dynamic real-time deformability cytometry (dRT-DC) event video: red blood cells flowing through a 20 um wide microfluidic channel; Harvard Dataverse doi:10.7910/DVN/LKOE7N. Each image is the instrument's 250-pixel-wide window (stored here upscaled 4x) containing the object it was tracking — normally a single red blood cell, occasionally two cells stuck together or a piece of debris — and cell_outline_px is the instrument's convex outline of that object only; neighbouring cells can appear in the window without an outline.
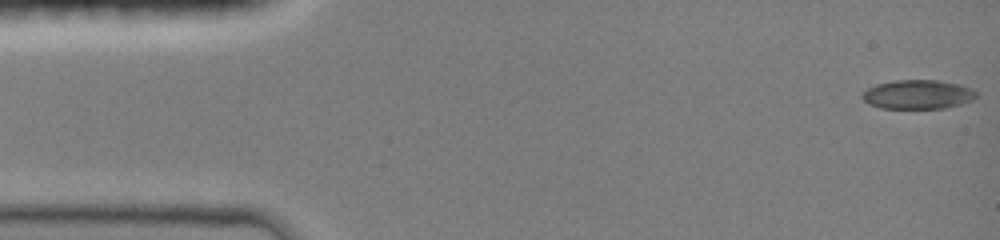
{"species": "common noctule bat (a hibernating species)", "species_latin": "Nyctalus noctula", "temperature_condition": "room temperature", "stored_images_in_passage": 6, "camera_frame_rate_fps": 3000, "um_per_image_px": 0.085, "animal": {"sex": "female", "body_mass_g": 19.0, "forearm_length_mm": 51.5}, "frame": {"image": 1, "passage_image": 1, "time_ms": 0.0, "image_size_px": [1000, 240], "cell_outline_px": [[976, 96], [972, 100], [960, 104], [944, 108], [880, 108], [868, 104], [860, 96], [868, 88], [876, 84], [896, 80], [936, 80], [956, 84], [972, 88], [976, 92]], "centroid_in_image_um": [77.98, 8.03], "position_along_channel_um": 7.0, "area_um2": 19.19}}
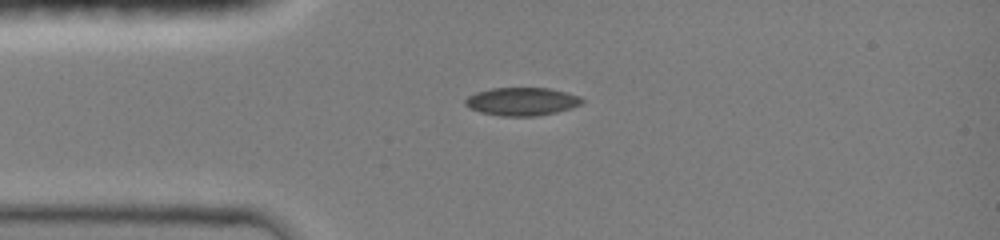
{"frame": {"image": 2, "passage_image": 5, "time_ms": 3.333, "image_size_px": [1000, 240], "cell_outline_px": [[584, 100], [580, 104], [572, 108], [556, 112], [536, 116], [500, 116], [480, 112], [464, 104], [464, 100], [468, 96], [476, 92], [492, 88], [548, 88], [580, 96]], "centroid_in_image_um": [44.35, 8.63], "position_along_channel_um": 40.7, "area_um2": 19.02}}